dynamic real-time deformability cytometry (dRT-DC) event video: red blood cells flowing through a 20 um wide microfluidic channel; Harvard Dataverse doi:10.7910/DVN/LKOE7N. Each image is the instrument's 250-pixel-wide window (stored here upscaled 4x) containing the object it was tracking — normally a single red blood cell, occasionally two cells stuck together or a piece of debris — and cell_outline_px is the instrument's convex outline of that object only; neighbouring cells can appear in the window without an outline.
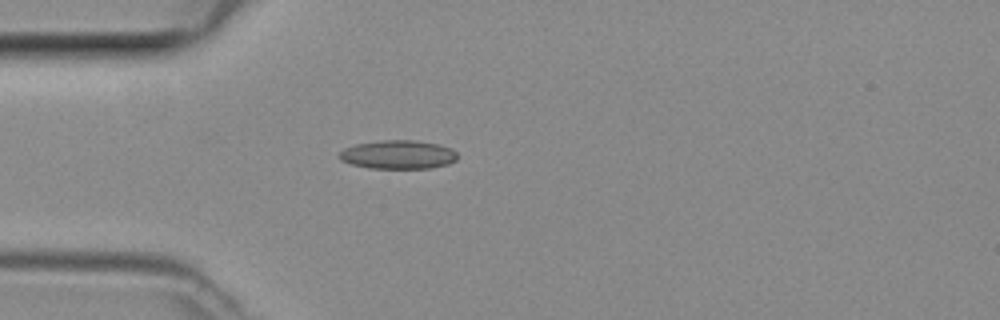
{"species": "common noctule bat (a hibernating species)", "species_latin": "Nyctalus noctula", "temperature_condition": "room temperature", "stored_images_in_passage": 46, "camera_frame_rate_fps": 3000, "um_per_image_px": 0.085, "animal": {"sex": "female", "body_mass_g": 29.2, "forearm_length_mm": 56.3}, "frame": {"image": 1, "passage_image": 11, "time_ms": 3.333, "image_size_px": [1000, 320], "cell_outline_px": [[456, 160], [448, 164], [432, 168], [368, 168], [352, 164], [340, 160], [336, 156], [344, 148], [356, 144], [380, 140], [416, 140], [436, 144], [452, 148], [456, 152]], "centroid_in_image_um": [33.81, 13.14], "position_along_channel_um": 51.2, "area_um2": 19.83}}
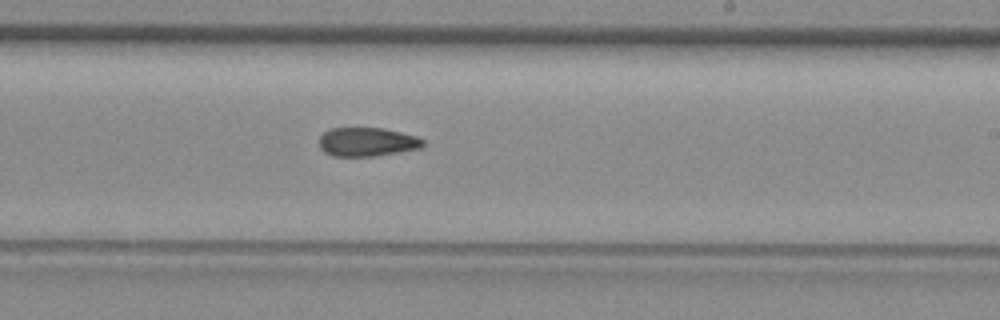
{"frame": {"image": 2, "passage_image": 26, "time_ms": 8.333, "image_size_px": [1000, 320], "cell_outline_px": [[424, 144], [420, 148], [376, 156], [332, 156], [324, 152], [320, 148], [320, 136], [328, 128], [384, 128], [416, 136], [424, 140]], "centroid_in_image_um": [31.18, 12.06], "position_along_channel_um": 257.8, "area_um2": 17.46}}
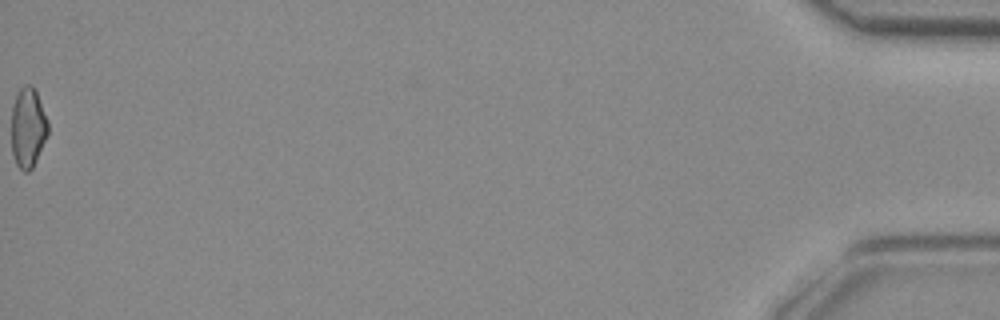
{"frame": {"image": 3, "passage_image": 46, "time_ms": 15.0, "image_size_px": [1000, 320], "cell_outline_px": [[48, 132], [36, 160], [32, 168], [28, 172], [24, 172], [16, 164], [12, 156], [12, 104], [20, 88], [24, 84], [32, 84], [36, 88], [48, 120]], "centroid_in_image_um": [2.38, 10.8], "position_along_channel_um": 432.8, "area_um2": 17.22}}